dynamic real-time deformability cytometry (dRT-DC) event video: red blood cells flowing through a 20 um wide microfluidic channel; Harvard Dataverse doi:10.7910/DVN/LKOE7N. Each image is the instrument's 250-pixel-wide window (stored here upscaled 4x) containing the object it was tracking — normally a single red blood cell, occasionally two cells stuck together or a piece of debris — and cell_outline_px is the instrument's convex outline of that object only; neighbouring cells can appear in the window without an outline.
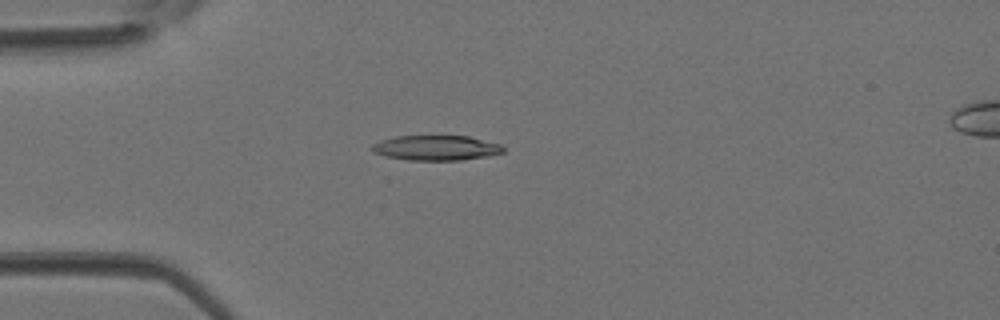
{"species": "Egyptian fruit bat (a non-hibernating species)", "species_latin": "Rousettus aegyptiacus", "temperature_condition": "room temperature", "stored_images_in_passage": 5, "camera_frame_rate_fps": 3000, "um_per_image_px": 0.085, "animal": {"sex": "female"}, "frame": {"image": 1, "passage_image": 5, "time_ms": 1.333, "image_size_px": [1000, 320], "cell_outline_px": [[504, 152], [488, 156], [460, 160], [408, 160], [384, 156], [372, 152], [372, 144], [380, 140], [396, 136], [468, 136], [500, 144], [504, 148]], "centroid_in_image_um": [37.04, 12.57], "position_along_channel_um": 48.0, "area_um2": 19.13}}